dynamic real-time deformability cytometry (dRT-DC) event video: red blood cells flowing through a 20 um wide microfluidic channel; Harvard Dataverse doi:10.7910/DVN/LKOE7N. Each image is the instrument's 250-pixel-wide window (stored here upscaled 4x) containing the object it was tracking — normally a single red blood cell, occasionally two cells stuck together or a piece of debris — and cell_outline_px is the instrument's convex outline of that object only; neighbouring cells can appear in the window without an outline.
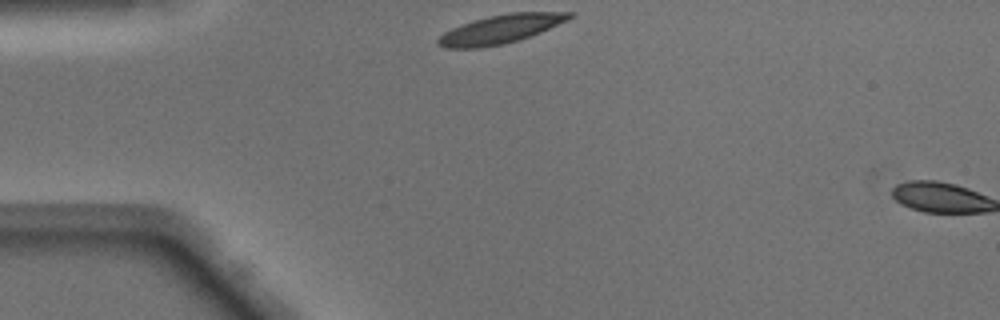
{"species": "Egyptian fruit bat (a non-hibernating species)", "species_latin": "Rousettus aegyptiacus", "temperature_condition": "warm", "stored_images_in_passage": 2, "camera_frame_rate_fps": 3000, "um_per_image_px": 0.085, "animal": {"sex": "male"}, "frame": {"image": 1, "passage_image": 1, "time_ms": 0.0, "image_size_px": [1000, 320], "cell_outline_px": [[576, 16], [568, 20], [532, 36], [520, 40], [504, 44], [480, 48], [444, 48], [436, 44], [436, 40], [444, 32], [452, 28], [488, 16], [512, 12], [572, 12]], "centroid_in_image_um": [42.58, 2.49], "position_along_channel_um": 42.4, "area_um2": 22.02}}